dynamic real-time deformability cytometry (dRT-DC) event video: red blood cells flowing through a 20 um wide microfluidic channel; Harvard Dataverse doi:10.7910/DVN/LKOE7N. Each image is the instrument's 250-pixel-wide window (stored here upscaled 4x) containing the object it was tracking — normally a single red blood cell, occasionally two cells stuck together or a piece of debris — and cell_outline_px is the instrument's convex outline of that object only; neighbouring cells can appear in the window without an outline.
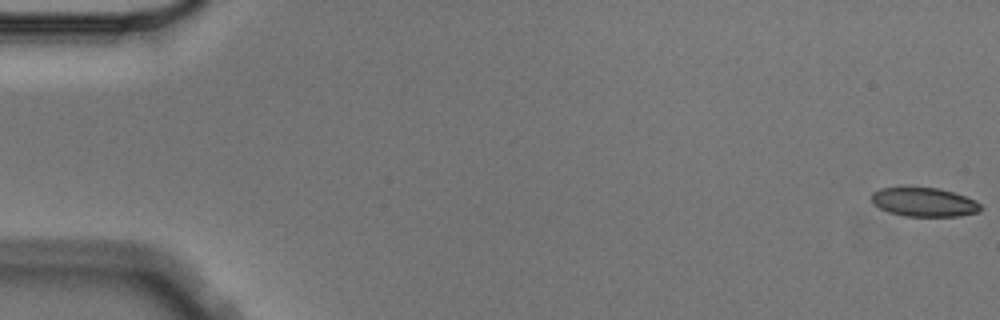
{"species": "Egyptian fruit bat (a non-hibernating species)", "species_latin": "Rousettus aegyptiacus", "temperature_condition": "cold", "stored_images_in_passage": 5, "camera_frame_rate_fps": 3000, "um_per_image_px": 0.085, "animal": {"sex": "male"}, "frame": {"image": 1, "passage_image": 1, "time_ms": 0.0, "image_size_px": [1000, 320], "cell_outline_px": [[984, 208], [980, 212], [960, 216], [904, 216], [888, 212], [872, 204], [872, 192], [880, 188], [936, 188], [952, 192], [976, 200]], "centroid_in_image_um": [78.56, 17.2], "position_along_channel_um": 6.4, "area_um2": 18.38}}
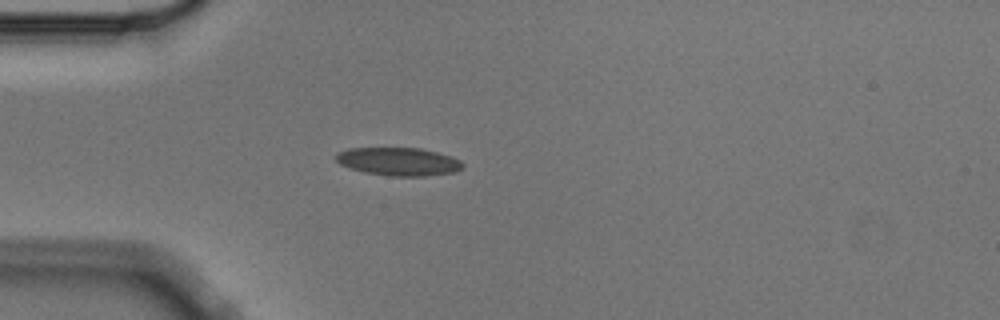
{"frame": {"image": 2, "passage_image": 5, "time_ms": 1.333, "image_size_px": [1000, 320], "cell_outline_px": [[464, 168], [456, 172], [424, 176], [392, 176], [364, 172], [340, 164], [336, 160], [336, 152], [348, 148], [420, 148], [452, 156], [460, 160], [464, 164]], "centroid_in_image_um": [33.91, 13.73], "position_along_channel_um": 51.1, "area_um2": 20.81}}